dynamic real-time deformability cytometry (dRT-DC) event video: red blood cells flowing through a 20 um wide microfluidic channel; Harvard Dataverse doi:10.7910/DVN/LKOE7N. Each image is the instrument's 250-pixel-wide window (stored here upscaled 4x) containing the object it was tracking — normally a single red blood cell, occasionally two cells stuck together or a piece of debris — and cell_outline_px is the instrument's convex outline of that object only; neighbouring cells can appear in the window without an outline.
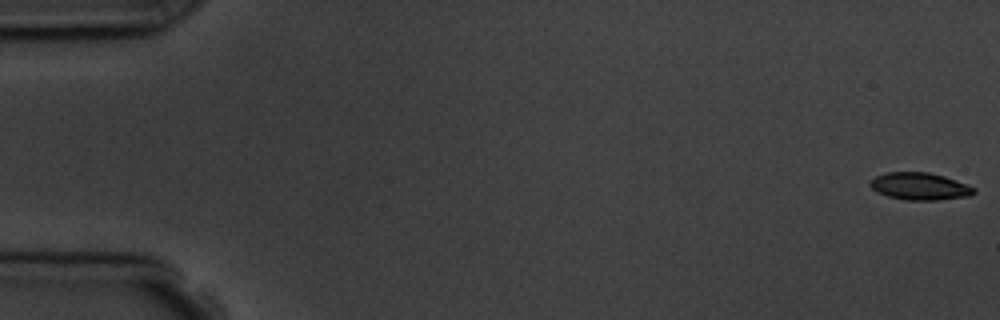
{"species": "common noctule bat (a hibernating species)", "species_latin": "Nyctalus noctula", "temperature_condition": "room temperature", "stored_images_in_passage": 8, "camera_frame_rate_fps": 3000, "um_per_image_px": 0.085, "animal": {"sex": "male", "body_mass_g": 19.5, "forearm_length_mm": 54.6}, "frame": {"image": 1, "passage_image": 1, "time_ms": 0.0, "image_size_px": [1000, 320], "cell_outline_px": [[976, 192], [972, 196], [936, 200], [908, 200], [888, 196], [876, 192], [868, 184], [876, 176], [888, 172], [928, 172], [944, 176], [968, 184], [976, 188]], "centroid_in_image_um": [78.22, 15.84], "position_along_channel_um": 6.8, "area_um2": 16.59}}